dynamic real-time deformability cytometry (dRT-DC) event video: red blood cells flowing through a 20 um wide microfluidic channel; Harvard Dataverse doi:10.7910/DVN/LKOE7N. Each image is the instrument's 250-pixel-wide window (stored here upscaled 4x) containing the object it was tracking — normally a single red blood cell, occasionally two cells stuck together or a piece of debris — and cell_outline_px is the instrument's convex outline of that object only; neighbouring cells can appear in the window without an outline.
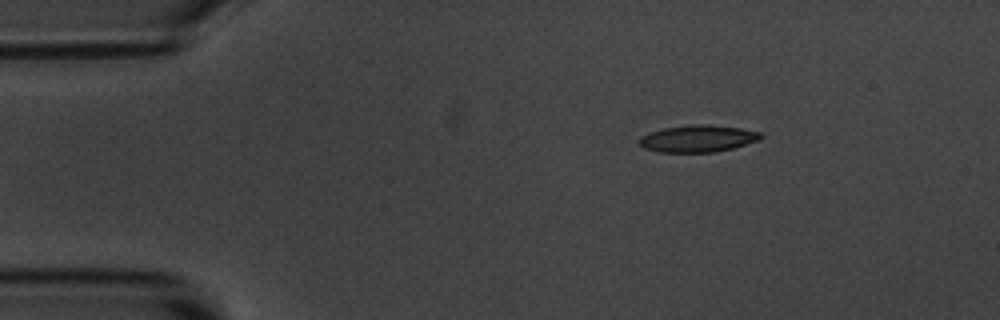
{"species": "common noctule bat (a hibernating species)", "species_latin": "Nyctalus noctula", "temperature_condition": "room temperature", "stored_images_in_passage": 3, "camera_frame_rate_fps": 3000, "um_per_image_px": 0.085, "animal": {"sex": "male", "body_mass_g": 20.1, "forearm_length_mm": 53.5}, "frame": {"image": 1, "passage_image": 1, "time_ms": 0.0, "image_size_px": [1000, 320], "cell_outline_px": [[764, 136], [760, 140], [732, 148], [716, 152], [660, 152], [644, 148], [636, 140], [640, 136], [664, 128], [692, 124], [708, 124], [740, 128], [760, 132]], "centroid_in_image_um": [59.32, 11.78], "position_along_channel_um": 25.7, "area_um2": 19.13}}